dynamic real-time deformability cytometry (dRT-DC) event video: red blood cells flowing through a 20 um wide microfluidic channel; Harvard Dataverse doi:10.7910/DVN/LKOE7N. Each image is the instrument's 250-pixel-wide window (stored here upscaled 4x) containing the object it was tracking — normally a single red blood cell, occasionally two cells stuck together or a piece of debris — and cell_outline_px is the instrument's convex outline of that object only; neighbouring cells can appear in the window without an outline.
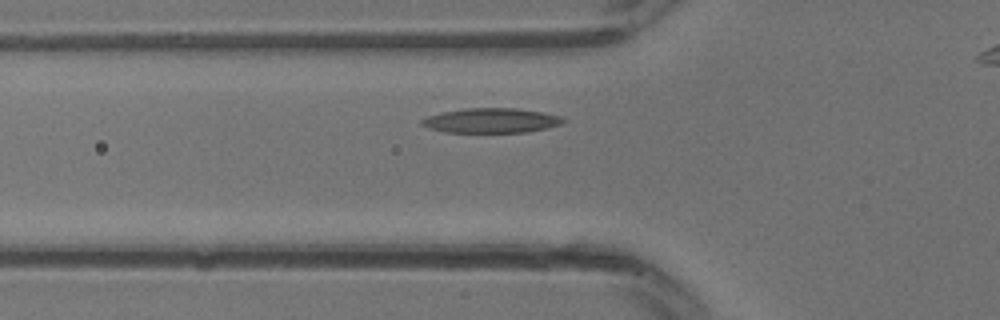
{"species": "common noctule bat (a hibernating species)", "species_latin": "Nyctalus noctula", "temperature_condition": "warm", "stored_images_in_passage": 23, "camera_frame_rate_fps": 3000, "um_per_image_px": 0.085, "animal": {"sex": "male", "body_mass_g": 13.3}, "frame": {"image": 1, "passage_image": 6, "time_ms": 1.667, "image_size_px": [1000, 320], "cell_outline_px": [[568, 120], [560, 124], [548, 128], [528, 132], [444, 132], [428, 128], [420, 124], [420, 120], [428, 116], [444, 112], [468, 108], [516, 108], [540, 112], [560, 116]], "centroid_in_image_um": [41.76, 10.25], "position_along_channel_um": 84.0, "area_um2": 20.29}}
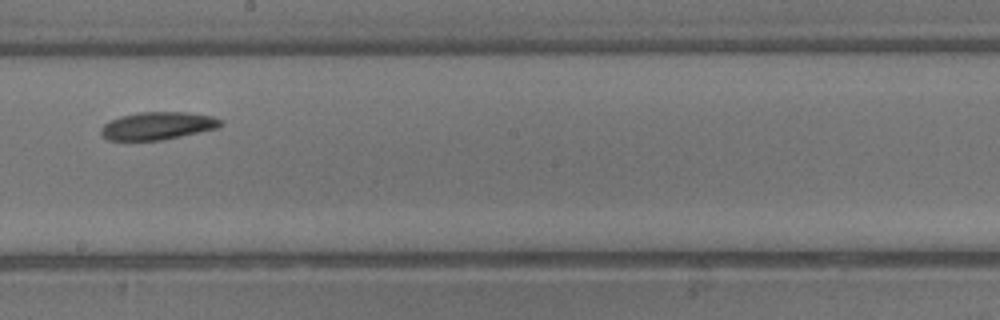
{"frame": {"image": 2, "passage_image": 13, "time_ms": 4.0, "image_size_px": [1000, 320], "cell_outline_px": [[224, 124], [220, 128], [160, 140], [108, 140], [100, 132], [100, 128], [104, 124], [120, 116], [140, 112], [188, 112], [212, 116], [220, 120]], "centroid_in_image_um": [13.42, 10.69], "position_along_channel_um": 234.8, "area_um2": 19.25}}
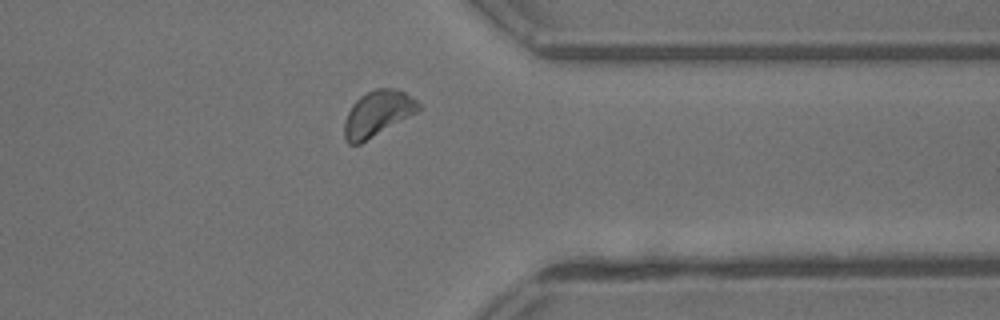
{"frame": {"image": 3, "passage_image": 20, "time_ms": 6.333, "image_size_px": [1000, 320], "cell_outline_px": [[420, 108], [416, 112], [360, 144], [348, 144], [344, 140], [344, 120], [352, 104], [360, 96], [376, 88], [392, 88], [404, 92], [416, 100], [420, 104]], "centroid_in_image_um": [32.05, 9.66], "position_along_channel_um": 379.4, "area_um2": 19.42}}